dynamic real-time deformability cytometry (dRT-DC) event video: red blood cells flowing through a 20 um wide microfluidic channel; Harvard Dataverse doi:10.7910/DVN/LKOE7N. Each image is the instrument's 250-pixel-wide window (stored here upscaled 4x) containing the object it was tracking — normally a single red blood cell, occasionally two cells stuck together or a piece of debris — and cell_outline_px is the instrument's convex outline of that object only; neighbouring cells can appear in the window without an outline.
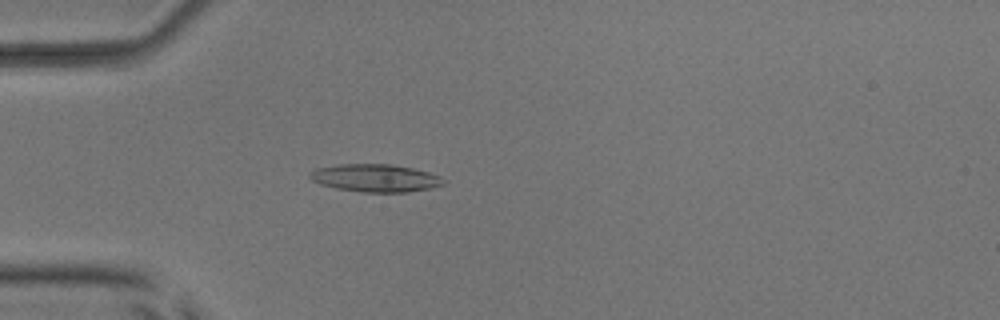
{"species": "common noctule bat (a hibernating species)", "species_latin": "Nyctalus noctula", "temperature_condition": "room temperature", "stored_images_in_passage": 3, "camera_frame_rate_fps": 3000, "um_per_image_px": 0.085, "animal": {"sex": "male", "body_mass_g": 17.9, "forearm_length_mm": 54.2}, "frame": {"image": 1, "passage_image": 3, "time_ms": 2.333, "image_size_px": [1000, 320], "cell_outline_px": [[444, 184], [432, 188], [408, 192], [364, 192], [336, 188], [320, 184], [312, 180], [308, 176], [308, 172], [316, 168], [336, 164], [392, 164], [412, 168], [428, 172], [440, 176], [444, 180]], "centroid_in_image_um": [31.88, 15.12], "position_along_channel_um": 53.1, "area_um2": 21.68}}